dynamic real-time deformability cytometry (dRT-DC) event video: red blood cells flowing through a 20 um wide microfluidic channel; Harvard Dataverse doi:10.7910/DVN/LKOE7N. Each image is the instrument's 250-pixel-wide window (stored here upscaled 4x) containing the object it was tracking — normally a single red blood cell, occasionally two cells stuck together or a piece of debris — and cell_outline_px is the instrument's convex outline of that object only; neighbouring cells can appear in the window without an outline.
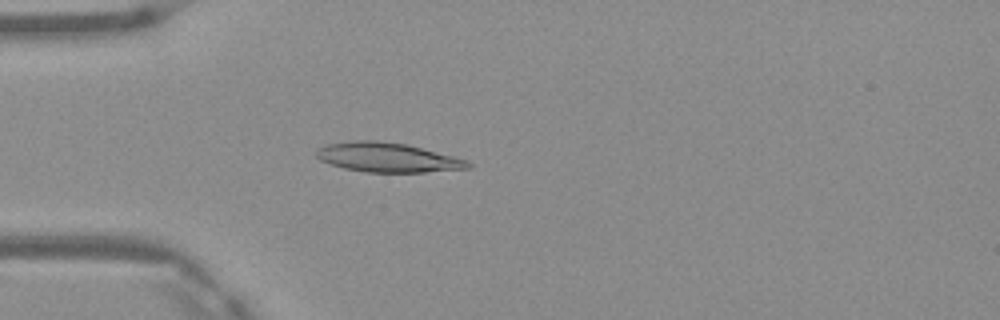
{"species": "Egyptian fruit bat (a non-hibernating species)", "species_latin": "Rousettus aegyptiacus", "temperature_condition": "warm", "stored_images_in_passage": 4, "camera_frame_rate_fps": 3000, "um_per_image_px": 0.085, "frame": {"image": 1, "passage_image": 4, "time_ms": 1.0, "image_size_px": [1000, 320], "cell_outline_px": [[472, 168], [424, 172], [368, 172], [344, 168], [320, 160], [316, 156], [316, 148], [324, 144], [352, 140], [376, 140], [404, 144], [468, 160], [472, 164]], "centroid_in_image_um": [32.9, 13.37], "position_along_channel_um": 52.1, "area_um2": 25.89}}